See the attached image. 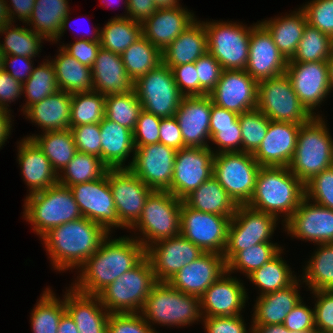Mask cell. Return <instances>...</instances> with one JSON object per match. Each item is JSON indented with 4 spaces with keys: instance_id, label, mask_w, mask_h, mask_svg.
I'll use <instances>...</instances> for the list:
<instances>
[{
    "instance_id": "cell-1",
    "label": "cell",
    "mask_w": 333,
    "mask_h": 333,
    "mask_svg": "<svg viewBox=\"0 0 333 333\" xmlns=\"http://www.w3.org/2000/svg\"><path fill=\"white\" fill-rule=\"evenodd\" d=\"M109 234L78 269L71 285L75 290L98 295L125 272L133 269L146 257V248L132 236L110 238Z\"/></svg>"
},
{
    "instance_id": "cell-2",
    "label": "cell",
    "mask_w": 333,
    "mask_h": 333,
    "mask_svg": "<svg viewBox=\"0 0 333 333\" xmlns=\"http://www.w3.org/2000/svg\"><path fill=\"white\" fill-rule=\"evenodd\" d=\"M108 235L101 225L82 217L52 228L40 239L52 268L61 273L78 269Z\"/></svg>"
},
{
    "instance_id": "cell-3",
    "label": "cell",
    "mask_w": 333,
    "mask_h": 333,
    "mask_svg": "<svg viewBox=\"0 0 333 333\" xmlns=\"http://www.w3.org/2000/svg\"><path fill=\"white\" fill-rule=\"evenodd\" d=\"M305 197V185L289 167L261 166L247 206L274 215L284 224ZM282 214V215H281Z\"/></svg>"
},
{
    "instance_id": "cell-4",
    "label": "cell",
    "mask_w": 333,
    "mask_h": 333,
    "mask_svg": "<svg viewBox=\"0 0 333 333\" xmlns=\"http://www.w3.org/2000/svg\"><path fill=\"white\" fill-rule=\"evenodd\" d=\"M140 314L156 333L160 332L153 328L154 324L182 328L203 319L200 298L174 289L168 282L153 286Z\"/></svg>"
},
{
    "instance_id": "cell-5",
    "label": "cell",
    "mask_w": 333,
    "mask_h": 333,
    "mask_svg": "<svg viewBox=\"0 0 333 333\" xmlns=\"http://www.w3.org/2000/svg\"><path fill=\"white\" fill-rule=\"evenodd\" d=\"M324 117L313 116L300 125L290 171L305 185L333 166V138Z\"/></svg>"
},
{
    "instance_id": "cell-6",
    "label": "cell",
    "mask_w": 333,
    "mask_h": 333,
    "mask_svg": "<svg viewBox=\"0 0 333 333\" xmlns=\"http://www.w3.org/2000/svg\"><path fill=\"white\" fill-rule=\"evenodd\" d=\"M22 213L39 238L54 227L83 217L70 188L58 183L26 195Z\"/></svg>"
},
{
    "instance_id": "cell-7",
    "label": "cell",
    "mask_w": 333,
    "mask_h": 333,
    "mask_svg": "<svg viewBox=\"0 0 333 333\" xmlns=\"http://www.w3.org/2000/svg\"><path fill=\"white\" fill-rule=\"evenodd\" d=\"M181 204L182 200L169 191H153L148 196L141 216L130 228L146 250L160 240L180 234Z\"/></svg>"
},
{
    "instance_id": "cell-8",
    "label": "cell",
    "mask_w": 333,
    "mask_h": 333,
    "mask_svg": "<svg viewBox=\"0 0 333 333\" xmlns=\"http://www.w3.org/2000/svg\"><path fill=\"white\" fill-rule=\"evenodd\" d=\"M157 283L153 266L146 256L133 269L105 287L98 297L111 313H140L144 302Z\"/></svg>"
},
{
    "instance_id": "cell-9",
    "label": "cell",
    "mask_w": 333,
    "mask_h": 333,
    "mask_svg": "<svg viewBox=\"0 0 333 333\" xmlns=\"http://www.w3.org/2000/svg\"><path fill=\"white\" fill-rule=\"evenodd\" d=\"M208 35V52L223 70H245L251 26L232 21H202Z\"/></svg>"
},
{
    "instance_id": "cell-10",
    "label": "cell",
    "mask_w": 333,
    "mask_h": 333,
    "mask_svg": "<svg viewBox=\"0 0 333 333\" xmlns=\"http://www.w3.org/2000/svg\"><path fill=\"white\" fill-rule=\"evenodd\" d=\"M280 220L274 215L238 205L232 216L223 257L226 264L241 250L260 243H273L272 235Z\"/></svg>"
},
{
    "instance_id": "cell-11",
    "label": "cell",
    "mask_w": 333,
    "mask_h": 333,
    "mask_svg": "<svg viewBox=\"0 0 333 333\" xmlns=\"http://www.w3.org/2000/svg\"><path fill=\"white\" fill-rule=\"evenodd\" d=\"M256 108L270 120L298 125L313 117L301 104L286 73L258 82Z\"/></svg>"
},
{
    "instance_id": "cell-12",
    "label": "cell",
    "mask_w": 333,
    "mask_h": 333,
    "mask_svg": "<svg viewBox=\"0 0 333 333\" xmlns=\"http://www.w3.org/2000/svg\"><path fill=\"white\" fill-rule=\"evenodd\" d=\"M260 167L250 153H219L214 155L213 176L237 205H246L253 195Z\"/></svg>"
},
{
    "instance_id": "cell-13",
    "label": "cell",
    "mask_w": 333,
    "mask_h": 333,
    "mask_svg": "<svg viewBox=\"0 0 333 333\" xmlns=\"http://www.w3.org/2000/svg\"><path fill=\"white\" fill-rule=\"evenodd\" d=\"M142 108L160 118L175 116L184 97L176 84L171 69L163 62L138 78L133 85Z\"/></svg>"
},
{
    "instance_id": "cell-14",
    "label": "cell",
    "mask_w": 333,
    "mask_h": 333,
    "mask_svg": "<svg viewBox=\"0 0 333 333\" xmlns=\"http://www.w3.org/2000/svg\"><path fill=\"white\" fill-rule=\"evenodd\" d=\"M231 218L195 210L182 201L180 234L204 252L223 255Z\"/></svg>"
},
{
    "instance_id": "cell-15",
    "label": "cell",
    "mask_w": 333,
    "mask_h": 333,
    "mask_svg": "<svg viewBox=\"0 0 333 333\" xmlns=\"http://www.w3.org/2000/svg\"><path fill=\"white\" fill-rule=\"evenodd\" d=\"M83 217L101 225L109 234L126 229L119 221L108 176L69 187Z\"/></svg>"
},
{
    "instance_id": "cell-16",
    "label": "cell",
    "mask_w": 333,
    "mask_h": 333,
    "mask_svg": "<svg viewBox=\"0 0 333 333\" xmlns=\"http://www.w3.org/2000/svg\"><path fill=\"white\" fill-rule=\"evenodd\" d=\"M120 223L129 229L141 216L146 199L153 192L129 168L106 171Z\"/></svg>"
},
{
    "instance_id": "cell-17",
    "label": "cell",
    "mask_w": 333,
    "mask_h": 333,
    "mask_svg": "<svg viewBox=\"0 0 333 333\" xmlns=\"http://www.w3.org/2000/svg\"><path fill=\"white\" fill-rule=\"evenodd\" d=\"M286 75L301 104L312 116L331 93L327 61L291 62L288 60ZM315 110V111H314Z\"/></svg>"
},
{
    "instance_id": "cell-18",
    "label": "cell",
    "mask_w": 333,
    "mask_h": 333,
    "mask_svg": "<svg viewBox=\"0 0 333 333\" xmlns=\"http://www.w3.org/2000/svg\"><path fill=\"white\" fill-rule=\"evenodd\" d=\"M212 147H185L176 152L170 193L180 200L213 176Z\"/></svg>"
},
{
    "instance_id": "cell-19",
    "label": "cell",
    "mask_w": 333,
    "mask_h": 333,
    "mask_svg": "<svg viewBox=\"0 0 333 333\" xmlns=\"http://www.w3.org/2000/svg\"><path fill=\"white\" fill-rule=\"evenodd\" d=\"M129 169L153 191H169L177 150L162 143L135 146Z\"/></svg>"
},
{
    "instance_id": "cell-20",
    "label": "cell",
    "mask_w": 333,
    "mask_h": 333,
    "mask_svg": "<svg viewBox=\"0 0 333 333\" xmlns=\"http://www.w3.org/2000/svg\"><path fill=\"white\" fill-rule=\"evenodd\" d=\"M292 237L316 244L333 243V210L304 197L292 216L282 224Z\"/></svg>"
},
{
    "instance_id": "cell-21",
    "label": "cell",
    "mask_w": 333,
    "mask_h": 333,
    "mask_svg": "<svg viewBox=\"0 0 333 333\" xmlns=\"http://www.w3.org/2000/svg\"><path fill=\"white\" fill-rule=\"evenodd\" d=\"M258 82L245 70H222L215 88L209 93L213 104L238 115L256 109Z\"/></svg>"
},
{
    "instance_id": "cell-22",
    "label": "cell",
    "mask_w": 333,
    "mask_h": 333,
    "mask_svg": "<svg viewBox=\"0 0 333 333\" xmlns=\"http://www.w3.org/2000/svg\"><path fill=\"white\" fill-rule=\"evenodd\" d=\"M287 63L268 30L259 21L254 23L245 71L259 82L285 74Z\"/></svg>"
},
{
    "instance_id": "cell-23",
    "label": "cell",
    "mask_w": 333,
    "mask_h": 333,
    "mask_svg": "<svg viewBox=\"0 0 333 333\" xmlns=\"http://www.w3.org/2000/svg\"><path fill=\"white\" fill-rule=\"evenodd\" d=\"M204 251L181 234L152 244L146 250L157 282H167L181 268L198 259Z\"/></svg>"
},
{
    "instance_id": "cell-24",
    "label": "cell",
    "mask_w": 333,
    "mask_h": 333,
    "mask_svg": "<svg viewBox=\"0 0 333 333\" xmlns=\"http://www.w3.org/2000/svg\"><path fill=\"white\" fill-rule=\"evenodd\" d=\"M241 279L226 271L200 297L203 317L242 315L249 297ZM242 311V312H241Z\"/></svg>"
},
{
    "instance_id": "cell-25",
    "label": "cell",
    "mask_w": 333,
    "mask_h": 333,
    "mask_svg": "<svg viewBox=\"0 0 333 333\" xmlns=\"http://www.w3.org/2000/svg\"><path fill=\"white\" fill-rule=\"evenodd\" d=\"M211 108L212 99L209 94L182 98L174 117L181 130L184 148L210 147Z\"/></svg>"
},
{
    "instance_id": "cell-26",
    "label": "cell",
    "mask_w": 333,
    "mask_h": 333,
    "mask_svg": "<svg viewBox=\"0 0 333 333\" xmlns=\"http://www.w3.org/2000/svg\"><path fill=\"white\" fill-rule=\"evenodd\" d=\"M226 271L227 264L223 255L204 252L198 259L181 268L167 282L174 289L200 298Z\"/></svg>"
},
{
    "instance_id": "cell-27",
    "label": "cell",
    "mask_w": 333,
    "mask_h": 333,
    "mask_svg": "<svg viewBox=\"0 0 333 333\" xmlns=\"http://www.w3.org/2000/svg\"><path fill=\"white\" fill-rule=\"evenodd\" d=\"M300 125L270 120L265 138L252 154L260 166L288 167L293 159Z\"/></svg>"
},
{
    "instance_id": "cell-28",
    "label": "cell",
    "mask_w": 333,
    "mask_h": 333,
    "mask_svg": "<svg viewBox=\"0 0 333 333\" xmlns=\"http://www.w3.org/2000/svg\"><path fill=\"white\" fill-rule=\"evenodd\" d=\"M197 19L182 5L158 9L142 23V35L162 52Z\"/></svg>"
},
{
    "instance_id": "cell-29",
    "label": "cell",
    "mask_w": 333,
    "mask_h": 333,
    "mask_svg": "<svg viewBox=\"0 0 333 333\" xmlns=\"http://www.w3.org/2000/svg\"><path fill=\"white\" fill-rule=\"evenodd\" d=\"M17 144V162L23 175L21 177L29 188L28 194L56 185L58 174L37 143L24 137Z\"/></svg>"
},
{
    "instance_id": "cell-30",
    "label": "cell",
    "mask_w": 333,
    "mask_h": 333,
    "mask_svg": "<svg viewBox=\"0 0 333 333\" xmlns=\"http://www.w3.org/2000/svg\"><path fill=\"white\" fill-rule=\"evenodd\" d=\"M63 295L66 311L73 318L79 333H107L110 313L98 295H88L69 286Z\"/></svg>"
},
{
    "instance_id": "cell-31",
    "label": "cell",
    "mask_w": 333,
    "mask_h": 333,
    "mask_svg": "<svg viewBox=\"0 0 333 333\" xmlns=\"http://www.w3.org/2000/svg\"><path fill=\"white\" fill-rule=\"evenodd\" d=\"M91 70L93 90L105 96L133 90L134 82L129 78L119 54L100 47Z\"/></svg>"
},
{
    "instance_id": "cell-32",
    "label": "cell",
    "mask_w": 333,
    "mask_h": 333,
    "mask_svg": "<svg viewBox=\"0 0 333 333\" xmlns=\"http://www.w3.org/2000/svg\"><path fill=\"white\" fill-rule=\"evenodd\" d=\"M302 284L298 276L287 288L256 296L251 324H282L287 314L303 299L299 290Z\"/></svg>"
},
{
    "instance_id": "cell-33",
    "label": "cell",
    "mask_w": 333,
    "mask_h": 333,
    "mask_svg": "<svg viewBox=\"0 0 333 333\" xmlns=\"http://www.w3.org/2000/svg\"><path fill=\"white\" fill-rule=\"evenodd\" d=\"M101 132V160L109 169L129 168L134 159L133 131L106 117L99 123ZM132 156H131V155ZM132 157L128 165L127 159Z\"/></svg>"
},
{
    "instance_id": "cell-34",
    "label": "cell",
    "mask_w": 333,
    "mask_h": 333,
    "mask_svg": "<svg viewBox=\"0 0 333 333\" xmlns=\"http://www.w3.org/2000/svg\"><path fill=\"white\" fill-rule=\"evenodd\" d=\"M72 94L58 90L31 105L23 115L42 129L41 133L70 128Z\"/></svg>"
},
{
    "instance_id": "cell-35",
    "label": "cell",
    "mask_w": 333,
    "mask_h": 333,
    "mask_svg": "<svg viewBox=\"0 0 333 333\" xmlns=\"http://www.w3.org/2000/svg\"><path fill=\"white\" fill-rule=\"evenodd\" d=\"M207 52V31L203 22L197 19L162 51V62L172 69L178 65L196 62Z\"/></svg>"
},
{
    "instance_id": "cell-36",
    "label": "cell",
    "mask_w": 333,
    "mask_h": 333,
    "mask_svg": "<svg viewBox=\"0 0 333 333\" xmlns=\"http://www.w3.org/2000/svg\"><path fill=\"white\" fill-rule=\"evenodd\" d=\"M286 15V16H285ZM268 20L259 21L271 34L279 51L290 60L295 54L300 42L307 19L304 11L299 7L287 13Z\"/></svg>"
},
{
    "instance_id": "cell-37",
    "label": "cell",
    "mask_w": 333,
    "mask_h": 333,
    "mask_svg": "<svg viewBox=\"0 0 333 333\" xmlns=\"http://www.w3.org/2000/svg\"><path fill=\"white\" fill-rule=\"evenodd\" d=\"M182 201L195 210L220 216H233L238 206L214 176Z\"/></svg>"
},
{
    "instance_id": "cell-38",
    "label": "cell",
    "mask_w": 333,
    "mask_h": 333,
    "mask_svg": "<svg viewBox=\"0 0 333 333\" xmlns=\"http://www.w3.org/2000/svg\"><path fill=\"white\" fill-rule=\"evenodd\" d=\"M58 54L51 59L56 75L59 90L73 94L93 90L91 68L83 65L73 56L69 55L61 46Z\"/></svg>"
},
{
    "instance_id": "cell-39",
    "label": "cell",
    "mask_w": 333,
    "mask_h": 333,
    "mask_svg": "<svg viewBox=\"0 0 333 333\" xmlns=\"http://www.w3.org/2000/svg\"><path fill=\"white\" fill-rule=\"evenodd\" d=\"M68 4V0H35L32 15L26 24L31 25L29 28L47 42H53L71 11Z\"/></svg>"
},
{
    "instance_id": "cell-40",
    "label": "cell",
    "mask_w": 333,
    "mask_h": 333,
    "mask_svg": "<svg viewBox=\"0 0 333 333\" xmlns=\"http://www.w3.org/2000/svg\"><path fill=\"white\" fill-rule=\"evenodd\" d=\"M49 159L53 169L59 174L78 152L73 134L69 129L28 135Z\"/></svg>"
},
{
    "instance_id": "cell-41",
    "label": "cell",
    "mask_w": 333,
    "mask_h": 333,
    "mask_svg": "<svg viewBox=\"0 0 333 333\" xmlns=\"http://www.w3.org/2000/svg\"><path fill=\"white\" fill-rule=\"evenodd\" d=\"M316 246L299 277L309 291L333 290V243Z\"/></svg>"
},
{
    "instance_id": "cell-42",
    "label": "cell",
    "mask_w": 333,
    "mask_h": 333,
    "mask_svg": "<svg viewBox=\"0 0 333 333\" xmlns=\"http://www.w3.org/2000/svg\"><path fill=\"white\" fill-rule=\"evenodd\" d=\"M283 250L285 249L247 276L246 279H249L255 288L258 287L259 296L287 288L298 278L284 257L282 258Z\"/></svg>"
},
{
    "instance_id": "cell-43",
    "label": "cell",
    "mask_w": 333,
    "mask_h": 333,
    "mask_svg": "<svg viewBox=\"0 0 333 333\" xmlns=\"http://www.w3.org/2000/svg\"><path fill=\"white\" fill-rule=\"evenodd\" d=\"M142 36V23L128 17H113L100 29L102 48L121 55Z\"/></svg>"
},
{
    "instance_id": "cell-44",
    "label": "cell",
    "mask_w": 333,
    "mask_h": 333,
    "mask_svg": "<svg viewBox=\"0 0 333 333\" xmlns=\"http://www.w3.org/2000/svg\"><path fill=\"white\" fill-rule=\"evenodd\" d=\"M121 57L133 82L162 63V52L143 35L132 43Z\"/></svg>"
},
{
    "instance_id": "cell-45",
    "label": "cell",
    "mask_w": 333,
    "mask_h": 333,
    "mask_svg": "<svg viewBox=\"0 0 333 333\" xmlns=\"http://www.w3.org/2000/svg\"><path fill=\"white\" fill-rule=\"evenodd\" d=\"M15 25L14 23H8L0 29V36L5 35L4 40L0 41V51L2 54L30 58H35L37 55L39 57L41 47L43 46L41 43L45 39L27 26L21 27L17 24Z\"/></svg>"
},
{
    "instance_id": "cell-46",
    "label": "cell",
    "mask_w": 333,
    "mask_h": 333,
    "mask_svg": "<svg viewBox=\"0 0 333 333\" xmlns=\"http://www.w3.org/2000/svg\"><path fill=\"white\" fill-rule=\"evenodd\" d=\"M31 310L30 323L33 333H57L62 314L66 311L64 299L56 297L47 287Z\"/></svg>"
},
{
    "instance_id": "cell-47",
    "label": "cell",
    "mask_w": 333,
    "mask_h": 333,
    "mask_svg": "<svg viewBox=\"0 0 333 333\" xmlns=\"http://www.w3.org/2000/svg\"><path fill=\"white\" fill-rule=\"evenodd\" d=\"M109 168L98 156L77 152L58 174V184L70 187L103 177Z\"/></svg>"
},
{
    "instance_id": "cell-48",
    "label": "cell",
    "mask_w": 333,
    "mask_h": 333,
    "mask_svg": "<svg viewBox=\"0 0 333 333\" xmlns=\"http://www.w3.org/2000/svg\"><path fill=\"white\" fill-rule=\"evenodd\" d=\"M45 60L37 67L33 68L29 78L22 84V94H24L26 102L21 107L23 113L31 105L40 102L45 97L59 90L56 82L55 68L50 59L47 58Z\"/></svg>"
},
{
    "instance_id": "cell-49",
    "label": "cell",
    "mask_w": 333,
    "mask_h": 333,
    "mask_svg": "<svg viewBox=\"0 0 333 333\" xmlns=\"http://www.w3.org/2000/svg\"><path fill=\"white\" fill-rule=\"evenodd\" d=\"M105 117V95L92 90L72 94L70 127L100 123Z\"/></svg>"
},
{
    "instance_id": "cell-50",
    "label": "cell",
    "mask_w": 333,
    "mask_h": 333,
    "mask_svg": "<svg viewBox=\"0 0 333 333\" xmlns=\"http://www.w3.org/2000/svg\"><path fill=\"white\" fill-rule=\"evenodd\" d=\"M332 52L333 38L307 23L297 50L290 61H327Z\"/></svg>"
},
{
    "instance_id": "cell-51",
    "label": "cell",
    "mask_w": 333,
    "mask_h": 333,
    "mask_svg": "<svg viewBox=\"0 0 333 333\" xmlns=\"http://www.w3.org/2000/svg\"><path fill=\"white\" fill-rule=\"evenodd\" d=\"M142 105L134 89L129 93L105 96V117L131 131L135 129Z\"/></svg>"
},
{
    "instance_id": "cell-52",
    "label": "cell",
    "mask_w": 333,
    "mask_h": 333,
    "mask_svg": "<svg viewBox=\"0 0 333 333\" xmlns=\"http://www.w3.org/2000/svg\"><path fill=\"white\" fill-rule=\"evenodd\" d=\"M276 243H260L244 250L239 251L228 263L227 271L229 273L240 272L247 277L253 271L259 269L262 265L269 262L281 250Z\"/></svg>"
},
{
    "instance_id": "cell-53",
    "label": "cell",
    "mask_w": 333,
    "mask_h": 333,
    "mask_svg": "<svg viewBox=\"0 0 333 333\" xmlns=\"http://www.w3.org/2000/svg\"><path fill=\"white\" fill-rule=\"evenodd\" d=\"M242 136V151L253 154L266 136L270 119L259 109L238 116Z\"/></svg>"
},
{
    "instance_id": "cell-54",
    "label": "cell",
    "mask_w": 333,
    "mask_h": 333,
    "mask_svg": "<svg viewBox=\"0 0 333 333\" xmlns=\"http://www.w3.org/2000/svg\"><path fill=\"white\" fill-rule=\"evenodd\" d=\"M305 197L333 210V166L315 175L305 184Z\"/></svg>"
},
{
    "instance_id": "cell-55",
    "label": "cell",
    "mask_w": 333,
    "mask_h": 333,
    "mask_svg": "<svg viewBox=\"0 0 333 333\" xmlns=\"http://www.w3.org/2000/svg\"><path fill=\"white\" fill-rule=\"evenodd\" d=\"M300 6L307 23L333 38V0H311Z\"/></svg>"
},
{
    "instance_id": "cell-56",
    "label": "cell",
    "mask_w": 333,
    "mask_h": 333,
    "mask_svg": "<svg viewBox=\"0 0 333 333\" xmlns=\"http://www.w3.org/2000/svg\"><path fill=\"white\" fill-rule=\"evenodd\" d=\"M100 28L96 27L92 30L93 35L86 37L82 35L81 38H75V42L72 44H62L61 46L69 55L73 56L83 65L92 68L94 61L96 59L98 50L100 49ZM85 36V38H84Z\"/></svg>"
},
{
    "instance_id": "cell-57",
    "label": "cell",
    "mask_w": 333,
    "mask_h": 333,
    "mask_svg": "<svg viewBox=\"0 0 333 333\" xmlns=\"http://www.w3.org/2000/svg\"><path fill=\"white\" fill-rule=\"evenodd\" d=\"M77 151L101 158V132L99 123L70 127Z\"/></svg>"
},
{
    "instance_id": "cell-58",
    "label": "cell",
    "mask_w": 333,
    "mask_h": 333,
    "mask_svg": "<svg viewBox=\"0 0 333 333\" xmlns=\"http://www.w3.org/2000/svg\"><path fill=\"white\" fill-rule=\"evenodd\" d=\"M107 333H156L140 313H111Z\"/></svg>"
},
{
    "instance_id": "cell-59",
    "label": "cell",
    "mask_w": 333,
    "mask_h": 333,
    "mask_svg": "<svg viewBox=\"0 0 333 333\" xmlns=\"http://www.w3.org/2000/svg\"><path fill=\"white\" fill-rule=\"evenodd\" d=\"M314 297L315 327L318 333L333 330V290L311 291Z\"/></svg>"
},
{
    "instance_id": "cell-60",
    "label": "cell",
    "mask_w": 333,
    "mask_h": 333,
    "mask_svg": "<svg viewBox=\"0 0 333 333\" xmlns=\"http://www.w3.org/2000/svg\"><path fill=\"white\" fill-rule=\"evenodd\" d=\"M195 68L199 78V96L207 95L215 88L223 69L209 52L195 62Z\"/></svg>"
},
{
    "instance_id": "cell-61",
    "label": "cell",
    "mask_w": 333,
    "mask_h": 333,
    "mask_svg": "<svg viewBox=\"0 0 333 333\" xmlns=\"http://www.w3.org/2000/svg\"><path fill=\"white\" fill-rule=\"evenodd\" d=\"M161 118L142 110L133 130L135 146L159 143Z\"/></svg>"
},
{
    "instance_id": "cell-62",
    "label": "cell",
    "mask_w": 333,
    "mask_h": 333,
    "mask_svg": "<svg viewBox=\"0 0 333 333\" xmlns=\"http://www.w3.org/2000/svg\"><path fill=\"white\" fill-rule=\"evenodd\" d=\"M206 333H253L252 326L247 330L243 315L203 317Z\"/></svg>"
},
{
    "instance_id": "cell-63",
    "label": "cell",
    "mask_w": 333,
    "mask_h": 333,
    "mask_svg": "<svg viewBox=\"0 0 333 333\" xmlns=\"http://www.w3.org/2000/svg\"><path fill=\"white\" fill-rule=\"evenodd\" d=\"M210 141L218 147V149L212 150L214 154L241 152L242 136L240 126L217 127V132L210 138Z\"/></svg>"
},
{
    "instance_id": "cell-64",
    "label": "cell",
    "mask_w": 333,
    "mask_h": 333,
    "mask_svg": "<svg viewBox=\"0 0 333 333\" xmlns=\"http://www.w3.org/2000/svg\"><path fill=\"white\" fill-rule=\"evenodd\" d=\"M290 332L316 330L314 307L306 306L301 300L286 316L282 323Z\"/></svg>"
},
{
    "instance_id": "cell-65",
    "label": "cell",
    "mask_w": 333,
    "mask_h": 333,
    "mask_svg": "<svg viewBox=\"0 0 333 333\" xmlns=\"http://www.w3.org/2000/svg\"><path fill=\"white\" fill-rule=\"evenodd\" d=\"M180 93L185 96H199V78L195 62L178 65L171 69Z\"/></svg>"
},
{
    "instance_id": "cell-66",
    "label": "cell",
    "mask_w": 333,
    "mask_h": 333,
    "mask_svg": "<svg viewBox=\"0 0 333 333\" xmlns=\"http://www.w3.org/2000/svg\"><path fill=\"white\" fill-rule=\"evenodd\" d=\"M33 61V58L30 57L4 55L3 70L8 72L13 78L23 84L33 71Z\"/></svg>"
},
{
    "instance_id": "cell-67",
    "label": "cell",
    "mask_w": 333,
    "mask_h": 333,
    "mask_svg": "<svg viewBox=\"0 0 333 333\" xmlns=\"http://www.w3.org/2000/svg\"><path fill=\"white\" fill-rule=\"evenodd\" d=\"M22 92V83L5 70H0V108L11 111L9 104L21 98Z\"/></svg>"
},
{
    "instance_id": "cell-68",
    "label": "cell",
    "mask_w": 333,
    "mask_h": 333,
    "mask_svg": "<svg viewBox=\"0 0 333 333\" xmlns=\"http://www.w3.org/2000/svg\"><path fill=\"white\" fill-rule=\"evenodd\" d=\"M159 143L177 151L184 148L181 130L175 117L161 118Z\"/></svg>"
},
{
    "instance_id": "cell-69",
    "label": "cell",
    "mask_w": 333,
    "mask_h": 333,
    "mask_svg": "<svg viewBox=\"0 0 333 333\" xmlns=\"http://www.w3.org/2000/svg\"><path fill=\"white\" fill-rule=\"evenodd\" d=\"M238 114L216 106L212 101L210 115V138L217 132V127L240 126Z\"/></svg>"
},
{
    "instance_id": "cell-70",
    "label": "cell",
    "mask_w": 333,
    "mask_h": 333,
    "mask_svg": "<svg viewBox=\"0 0 333 333\" xmlns=\"http://www.w3.org/2000/svg\"><path fill=\"white\" fill-rule=\"evenodd\" d=\"M126 4L127 17L140 23H143L158 10L154 0H126Z\"/></svg>"
},
{
    "instance_id": "cell-71",
    "label": "cell",
    "mask_w": 333,
    "mask_h": 333,
    "mask_svg": "<svg viewBox=\"0 0 333 333\" xmlns=\"http://www.w3.org/2000/svg\"><path fill=\"white\" fill-rule=\"evenodd\" d=\"M7 1V10L11 23H16L15 21L18 19L26 24L32 15L35 0H10L9 4Z\"/></svg>"
},
{
    "instance_id": "cell-72",
    "label": "cell",
    "mask_w": 333,
    "mask_h": 333,
    "mask_svg": "<svg viewBox=\"0 0 333 333\" xmlns=\"http://www.w3.org/2000/svg\"><path fill=\"white\" fill-rule=\"evenodd\" d=\"M12 117L11 111L0 108V149L3 147L9 135H11L12 129Z\"/></svg>"
},
{
    "instance_id": "cell-73",
    "label": "cell",
    "mask_w": 333,
    "mask_h": 333,
    "mask_svg": "<svg viewBox=\"0 0 333 333\" xmlns=\"http://www.w3.org/2000/svg\"><path fill=\"white\" fill-rule=\"evenodd\" d=\"M57 333H79L73 318L67 311L62 314Z\"/></svg>"
},
{
    "instance_id": "cell-74",
    "label": "cell",
    "mask_w": 333,
    "mask_h": 333,
    "mask_svg": "<svg viewBox=\"0 0 333 333\" xmlns=\"http://www.w3.org/2000/svg\"><path fill=\"white\" fill-rule=\"evenodd\" d=\"M250 326H252L253 333H290L283 324Z\"/></svg>"
},
{
    "instance_id": "cell-75",
    "label": "cell",
    "mask_w": 333,
    "mask_h": 333,
    "mask_svg": "<svg viewBox=\"0 0 333 333\" xmlns=\"http://www.w3.org/2000/svg\"><path fill=\"white\" fill-rule=\"evenodd\" d=\"M8 23H11V20L7 10L6 0H0V29Z\"/></svg>"
},
{
    "instance_id": "cell-76",
    "label": "cell",
    "mask_w": 333,
    "mask_h": 333,
    "mask_svg": "<svg viewBox=\"0 0 333 333\" xmlns=\"http://www.w3.org/2000/svg\"><path fill=\"white\" fill-rule=\"evenodd\" d=\"M180 0H154V3L158 9L175 8L180 6Z\"/></svg>"
},
{
    "instance_id": "cell-77",
    "label": "cell",
    "mask_w": 333,
    "mask_h": 333,
    "mask_svg": "<svg viewBox=\"0 0 333 333\" xmlns=\"http://www.w3.org/2000/svg\"><path fill=\"white\" fill-rule=\"evenodd\" d=\"M69 15H71V13H69L67 16H66V18L63 20V23H62V26H61V30L59 31V35H58V37L53 41V43L55 42V43H57L60 39H61V37H63V33L64 32H66V30L67 29H69L68 27H70L69 26V24H70V20L69 19H71V17L69 16ZM91 32V31H90ZM88 33H86V35H87Z\"/></svg>"
},
{
    "instance_id": "cell-78",
    "label": "cell",
    "mask_w": 333,
    "mask_h": 333,
    "mask_svg": "<svg viewBox=\"0 0 333 333\" xmlns=\"http://www.w3.org/2000/svg\"><path fill=\"white\" fill-rule=\"evenodd\" d=\"M327 64H328L329 84L331 90L333 91V52L330 54L329 58L327 59Z\"/></svg>"
},
{
    "instance_id": "cell-79",
    "label": "cell",
    "mask_w": 333,
    "mask_h": 333,
    "mask_svg": "<svg viewBox=\"0 0 333 333\" xmlns=\"http://www.w3.org/2000/svg\"><path fill=\"white\" fill-rule=\"evenodd\" d=\"M106 0H102V2H101V4H104L103 2H105ZM124 2H123V4H124V6H125V14L123 15V14H121V15H117V16H115V17H127V4H126V0H123ZM118 1H116V3H117ZM110 3H112V0H108V1H106V3L104 4V5H110ZM113 3L115 4V1L113 0ZM113 3H112V5H113Z\"/></svg>"
},
{
    "instance_id": "cell-80",
    "label": "cell",
    "mask_w": 333,
    "mask_h": 333,
    "mask_svg": "<svg viewBox=\"0 0 333 333\" xmlns=\"http://www.w3.org/2000/svg\"><path fill=\"white\" fill-rule=\"evenodd\" d=\"M290 333H318L317 330H305V331H295Z\"/></svg>"
}]
</instances>
